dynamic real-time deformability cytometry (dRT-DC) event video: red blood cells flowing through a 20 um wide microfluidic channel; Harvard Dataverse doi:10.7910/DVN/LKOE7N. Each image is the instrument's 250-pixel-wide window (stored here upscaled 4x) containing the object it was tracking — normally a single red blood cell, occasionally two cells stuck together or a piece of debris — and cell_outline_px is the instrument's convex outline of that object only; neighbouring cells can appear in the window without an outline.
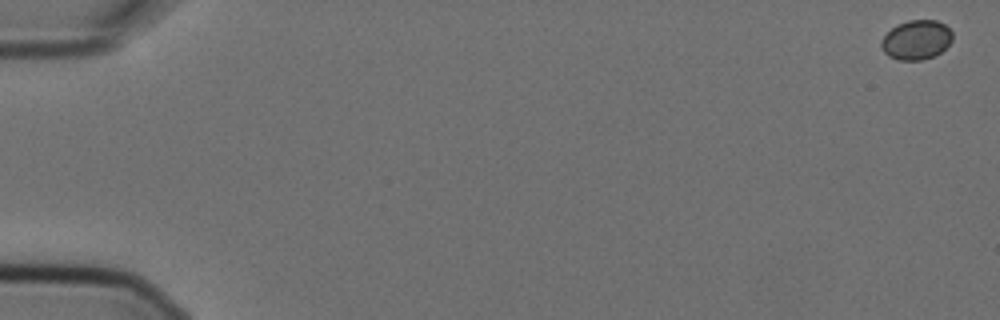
{"species": "Egyptian fruit bat (a non-hibernating species)", "species_latin": "Rousettus aegyptiacus", "temperature_condition": "cold", "stored_images_in_passage": 7, "camera_frame_rate_fps": 3000, "um_per_image_px": 0.085, "animal": {"sex": "female"}, "frame": {"image": 1, "passage_image": 1, "time_ms": 0.0, "image_size_px": [1000, 320], "cell_outline_px": [[952, 40], [940, 52], [932, 56], [920, 60], [896, 60], [888, 56], [884, 52], [880, 44], [884, 36], [896, 24], [908, 20], [936, 20], [944, 24], [952, 32]], "centroid_in_image_um": [77.87, 3.38], "position_along_channel_um": 7.1, "area_um2": 16.24}}
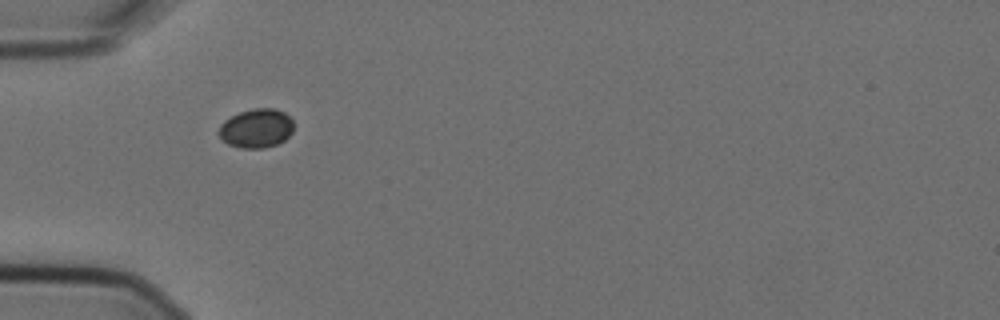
{"frame": {"image": 2, "passage_image": 6, "time_ms": 1.667, "image_size_px": [1000, 320], "cell_outline_px": [[292, 132], [284, 140], [276, 144], [264, 148], [240, 148], [228, 144], [216, 132], [220, 124], [224, 120], [240, 112], [252, 108], [276, 108], [284, 112], [292, 120]], "centroid_in_image_um": [21.76, 10.9], "position_along_channel_um": 63.2, "area_um2": 17.05}}
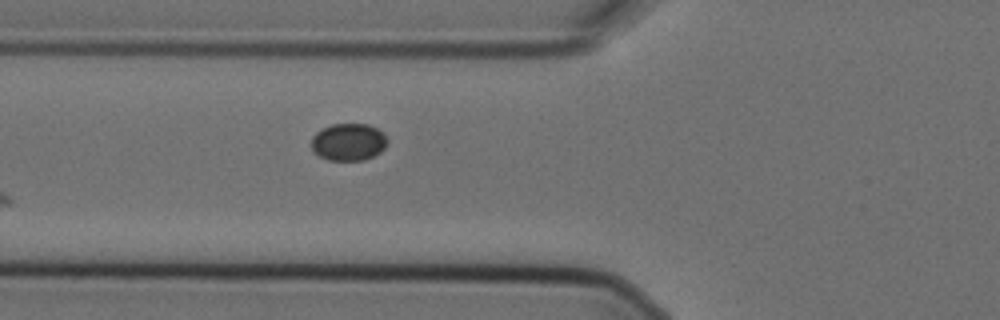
{"frame": {"image": 3, "passage_image": 7, "time_ms": 2.0, "image_size_px": [1000, 320], "cell_outline_px": [[388, 144], [380, 152], [364, 160], [328, 160], [312, 152], [312, 136], [316, 132], [332, 124], [368, 124], [376, 128], [388, 140]], "centroid_in_image_um": [29.61, 12.08], "position_along_channel_um": 96.2, "area_um2": 16.42}}